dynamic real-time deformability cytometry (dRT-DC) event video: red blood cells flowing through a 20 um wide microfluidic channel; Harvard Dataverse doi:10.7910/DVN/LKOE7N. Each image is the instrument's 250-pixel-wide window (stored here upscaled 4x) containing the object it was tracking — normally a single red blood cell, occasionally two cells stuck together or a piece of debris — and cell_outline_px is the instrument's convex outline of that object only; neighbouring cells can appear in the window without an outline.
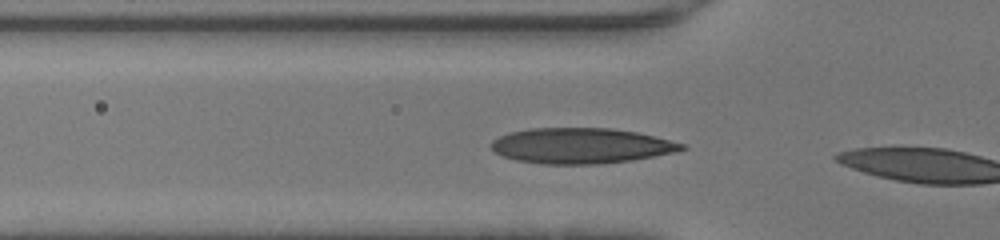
{"species": "human", "species_latin": "Homo sapiens", "temperature_condition": "warm", "stored_images_in_passage": 3, "camera_frame_rate_fps": 3000, "um_per_image_px": 0.085, "donor": {"sex": "female"}, "frame": {"image": 1, "passage_image": 2, "time_ms": 0.333, "image_size_px": [1000, 240], "cell_outline_px": [[688, 148], [676, 152], [632, 160], [596, 164], [540, 164], [516, 160], [500, 156], [488, 144], [492, 140], [508, 132], [528, 128], [608, 128], [636, 132], [684, 144]], "centroid_in_image_um": [49.32, 12.39], "position_along_channel_um": 76.5, "area_um2": 39.48}}